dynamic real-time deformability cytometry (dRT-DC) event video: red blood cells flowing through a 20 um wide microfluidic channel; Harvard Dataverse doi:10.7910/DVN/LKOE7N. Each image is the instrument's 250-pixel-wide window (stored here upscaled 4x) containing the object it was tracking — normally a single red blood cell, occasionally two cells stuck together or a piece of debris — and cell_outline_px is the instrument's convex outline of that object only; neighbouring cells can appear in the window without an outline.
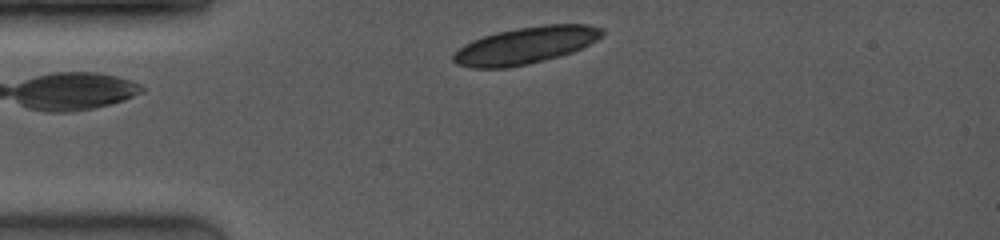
{"species": "common noctule bat (a hibernating species)", "species_latin": "Nyctalus noctula", "temperature_condition": "room temperature", "stored_images_in_passage": 3, "camera_frame_rate_fps": 4000, "um_per_image_px": 0.085, "animal": {"sex": "female", "body_mass_g": 19.0, "forearm_length_mm": 53.3}, "frame": {"image": 1, "passage_image": 2, "time_ms": 0.5, "image_size_px": [1000, 240], "cell_outline_px": [[604, 36], [572, 52], [560, 56], [528, 64], [504, 68], [472, 68], [456, 64], [452, 60], [452, 56], [464, 44], [472, 40], [496, 32], [516, 28], [544, 24], [588, 24], [604, 28]], "centroid_in_image_um": [44.69, 3.85], "position_along_channel_um": 40.3, "area_um2": 32.08}}